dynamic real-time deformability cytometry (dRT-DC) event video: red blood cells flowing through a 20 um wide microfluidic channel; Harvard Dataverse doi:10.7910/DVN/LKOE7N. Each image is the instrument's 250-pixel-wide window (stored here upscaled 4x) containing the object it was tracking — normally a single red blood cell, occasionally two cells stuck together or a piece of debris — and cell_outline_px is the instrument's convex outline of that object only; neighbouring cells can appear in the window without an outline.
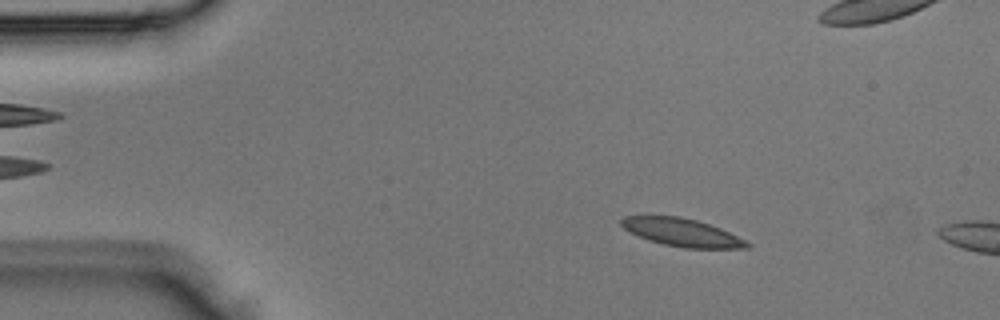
{"species": "Egyptian fruit bat (a non-hibernating species)", "species_latin": "Rousettus aegyptiacus", "temperature_condition": "room temperature", "stored_images_in_passage": 2, "camera_frame_rate_fps": 3000, "um_per_image_px": 0.085, "animal": {"sex": "male"}, "frame": {"image": 1, "passage_image": 1, "time_ms": 0.0, "image_size_px": [1000, 320], "cell_outline_px": [[752, 244], [748, 248], [684, 248], [664, 244], [648, 240], [624, 228], [620, 224], [620, 220], [624, 216], [680, 216], [696, 220], [720, 228]], "centroid_in_image_um": [57.96, 19.75], "position_along_channel_um": 27.0, "area_um2": 20.11}}